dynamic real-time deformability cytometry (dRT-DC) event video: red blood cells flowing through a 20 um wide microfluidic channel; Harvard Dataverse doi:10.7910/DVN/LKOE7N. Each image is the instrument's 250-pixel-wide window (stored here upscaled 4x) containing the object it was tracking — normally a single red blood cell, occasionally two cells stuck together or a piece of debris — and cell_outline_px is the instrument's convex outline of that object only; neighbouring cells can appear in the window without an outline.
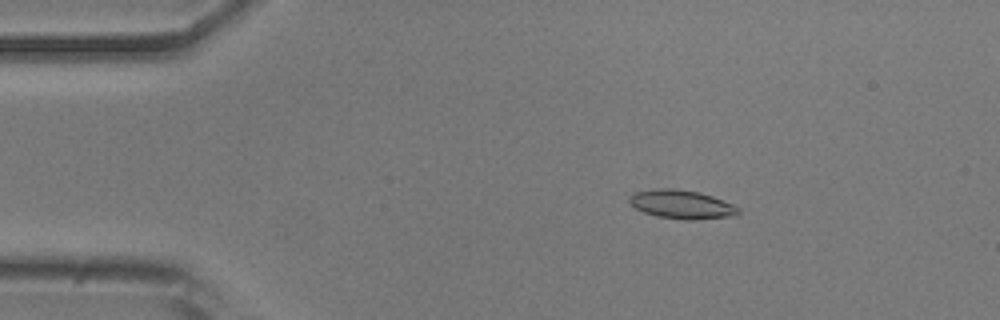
{"species": "common noctule bat (a hibernating species)", "species_latin": "Nyctalus noctula", "temperature_condition": "room temperature", "stored_images_in_passage": 52, "camera_frame_rate_fps": 3000, "um_per_image_px": 0.085, "animal": {"sex": "male", "body_mass_g": 20.5, "forearm_length_mm": 52.5}, "frame": {"image": 1, "passage_image": 9, "time_ms": 2.667, "image_size_px": [1000, 320], "cell_outline_px": [[740, 212], [732, 216], [692, 220], [684, 220], [660, 216], [644, 212], [636, 208], [628, 200], [636, 192], [660, 188], [668, 188], [700, 192], [712, 196], [732, 204], [740, 208]], "centroid_in_image_um": [57.98, 17.38], "position_along_channel_um": 27.0, "area_um2": 17.86}}
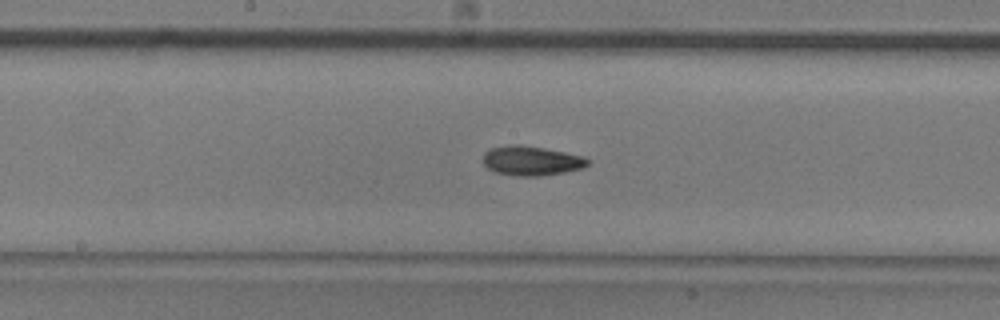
{"frame": {"image": 2, "passage_image": 27, "time_ms": 8.667, "image_size_px": [1000, 320], "cell_outline_px": [[588, 164], [580, 168], [564, 172], [536, 176], [520, 176], [496, 172], [488, 168], [484, 164], [484, 152], [492, 148], [508, 144], [520, 144], [544, 148], [584, 156], [588, 160]], "centroid_in_image_um": [45.14, 13.65], "position_along_channel_um": 203.1, "area_um2": 17.74}}
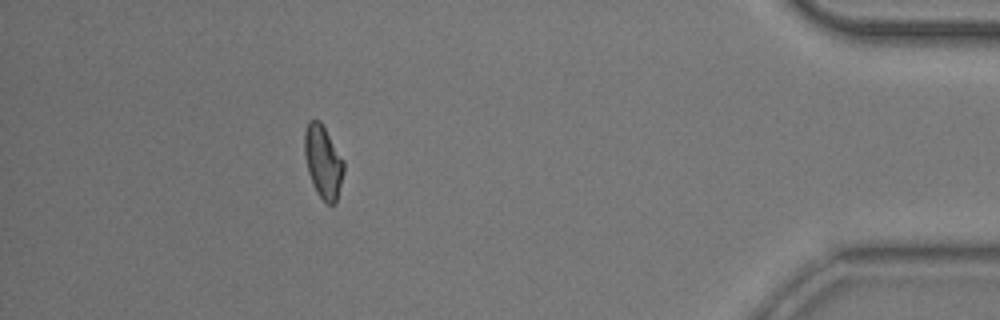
{"frame": {"image": 3, "passage_image": 47, "time_ms": 15.333, "image_size_px": [1000, 320], "cell_outline_px": [[344, 172], [336, 200], [332, 204], [328, 204], [316, 192], [308, 172], [304, 152], [304, 132], [308, 120], [320, 120], [344, 160]], "centroid_in_image_um": [27.45, 13.71], "position_along_channel_um": 407.7, "area_um2": 16.53}, "authors_computed_cell_mechanics": {"area_um2": 17.1088, "velocity_mm_per_s": 3.8762, "shape_relaxation_time_tau1_ms": 5.4948, "shape_relaxation_time_tau2_ms": 4.1367, "deformation_change_tau1": 0.1567, "deformation_change_tau2": 0.1002}}